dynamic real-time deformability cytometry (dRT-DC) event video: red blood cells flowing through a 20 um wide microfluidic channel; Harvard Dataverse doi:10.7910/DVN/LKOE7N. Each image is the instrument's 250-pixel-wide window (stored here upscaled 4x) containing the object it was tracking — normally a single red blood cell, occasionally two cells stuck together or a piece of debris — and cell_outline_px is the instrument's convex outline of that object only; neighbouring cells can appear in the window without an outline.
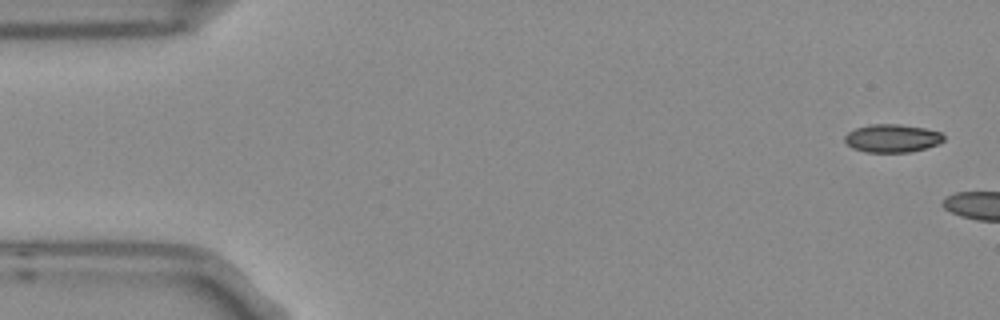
{"species": "Egyptian fruit bat (a non-hibernating species)", "species_latin": "Rousettus aegyptiacus", "temperature_condition": "room temperature", "stored_images_in_passage": 5, "camera_frame_rate_fps": 3000, "um_per_image_px": 0.085, "frame": {"image": 1, "passage_image": 1, "time_ms": 0.0, "image_size_px": [1000, 320], "cell_outline_px": [[944, 140], [940, 144], [912, 152], [864, 152], [852, 148], [844, 140], [844, 136], [848, 132], [856, 128], [872, 124], [900, 124], [924, 128], [940, 132], [944, 136]], "centroid_in_image_um": [75.85, 11.76], "position_along_channel_um": 9.2, "area_um2": 16.3}}
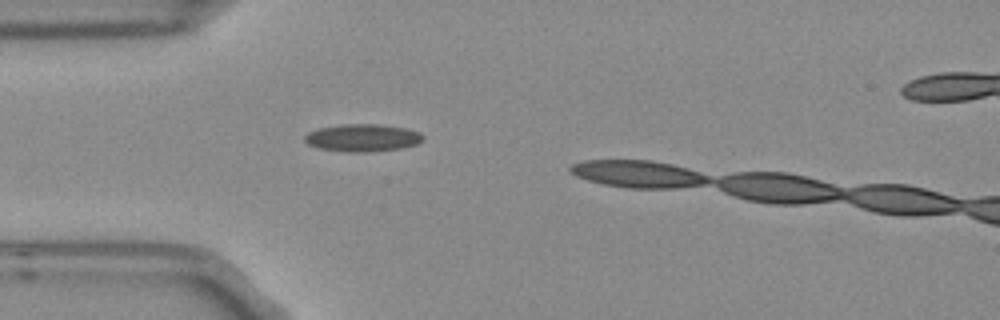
{"frame": {"image": 2, "passage_image": 4, "time_ms": 1.0, "image_size_px": [1000, 320], "cell_outline_px": [[424, 136], [416, 144], [400, 148], [364, 152], [348, 152], [320, 148], [308, 144], [304, 140], [304, 136], [308, 132], [320, 128], [340, 124], [380, 124], [404, 128], [420, 132]], "centroid_in_image_um": [30.79, 11.7], "position_along_channel_um": 54.2, "area_um2": 18.73}}